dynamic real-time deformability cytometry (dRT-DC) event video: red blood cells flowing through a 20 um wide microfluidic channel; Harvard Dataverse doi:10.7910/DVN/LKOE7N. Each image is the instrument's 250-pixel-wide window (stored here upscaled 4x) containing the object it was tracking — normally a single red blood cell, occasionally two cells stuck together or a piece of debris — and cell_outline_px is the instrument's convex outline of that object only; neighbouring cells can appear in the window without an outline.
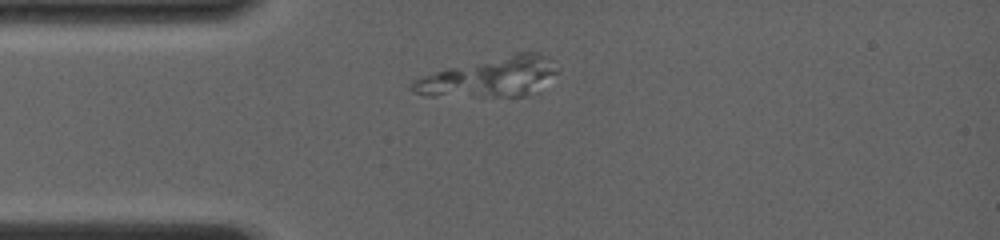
{"species": "common noctule bat (a hibernating species)", "species_latin": "Nyctalus noctula", "temperature_condition": "room temperature", "stored_images_in_passage": 28, "segment_of_instrument_passage": [1, 2], "camera_frame_rate_fps": 4000, "um_per_image_px": 0.085, "animal": {"sex": "female", "body_mass_g": 19.0, "forearm_length_mm": 56.7}, "frame": {"image": 1, "passage_image": 3, "time_ms": 1.75, "image_size_px": [1000, 240], "cell_outline_px": [[556, 72], [528, 96], [428, 96], [416, 92], [408, 88], [408, 84], [412, 80], [448, 68], [516, 52], [536, 52], [556, 60]], "centroid_in_image_um": [41.62, 6.55], "position_along_channel_um": 43.4, "area_um2": 33.0}}